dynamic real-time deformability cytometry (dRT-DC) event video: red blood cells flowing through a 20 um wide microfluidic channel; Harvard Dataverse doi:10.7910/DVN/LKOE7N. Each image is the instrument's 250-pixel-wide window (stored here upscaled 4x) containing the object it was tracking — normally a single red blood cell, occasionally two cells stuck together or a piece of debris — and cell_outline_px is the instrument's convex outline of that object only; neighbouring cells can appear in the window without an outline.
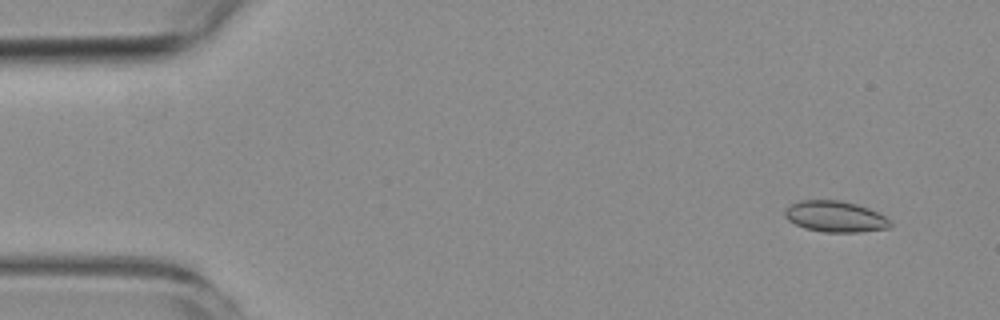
{"species": "common noctule bat (a hibernating species)", "species_latin": "Nyctalus noctula", "temperature_condition": "room temperature", "stored_images_in_passage": 4, "camera_frame_rate_fps": 3000, "um_per_image_px": 0.085, "animal": {"sex": "female", "body_mass_g": 19.3, "forearm_length_mm": 54.1}, "frame": {"image": 1, "passage_image": 1, "time_ms": 0.0, "image_size_px": [1000, 320], "cell_outline_px": [[892, 224], [888, 228], [860, 232], [824, 232], [804, 228], [788, 220], [784, 216], [784, 208], [788, 204], [800, 200], [840, 200], [856, 204], [868, 208], [892, 220]], "centroid_in_image_um": [70.96, 18.4], "position_along_channel_um": 14.0, "area_um2": 19.25}}
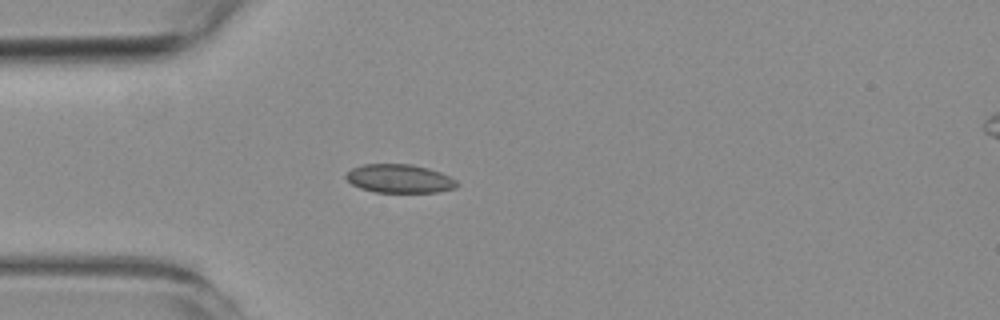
{"frame": {"image": 2, "passage_image": 4, "time_ms": 3.667, "image_size_px": [1000, 320], "cell_outline_px": [[460, 184], [456, 188], [440, 192], [376, 192], [360, 188], [352, 184], [344, 176], [352, 168], [364, 164], [412, 164], [428, 168], [440, 172], [456, 180]], "centroid_in_image_um": [33.98, 15.18], "position_along_channel_um": 51.0, "area_um2": 18.5}}